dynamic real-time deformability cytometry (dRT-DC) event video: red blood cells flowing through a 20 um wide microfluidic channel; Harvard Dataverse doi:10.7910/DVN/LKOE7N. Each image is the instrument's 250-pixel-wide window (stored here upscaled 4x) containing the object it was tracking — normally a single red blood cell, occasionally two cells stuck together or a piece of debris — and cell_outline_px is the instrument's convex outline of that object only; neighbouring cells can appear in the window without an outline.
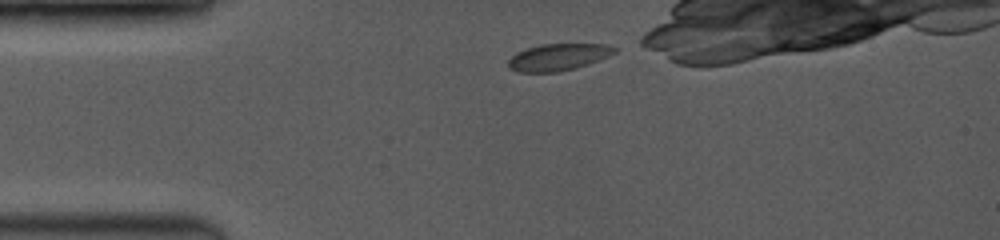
{"species": "common noctule bat (a hibernating species)", "species_latin": "Nyctalus noctula", "temperature_condition": "room temperature", "stored_images_in_passage": 50, "camera_frame_rate_fps": 3500, "um_per_image_px": 0.085, "animal": {"sex": "female", "body_mass_g": 19.0, "forearm_length_mm": 53.3}, "frame": {"image": 1, "passage_image": 1, "time_ms": 0.0, "image_size_px": [1000, 240], "cell_outline_px": [[616, 52], [608, 56], [588, 64], [576, 68], [556, 72], [516, 72], [508, 68], [508, 60], [512, 56], [528, 48], [540, 44], [604, 44], [616, 48]], "centroid_in_image_um": [47.43, 4.86], "position_along_channel_um": 37.6, "area_um2": 16.47}}
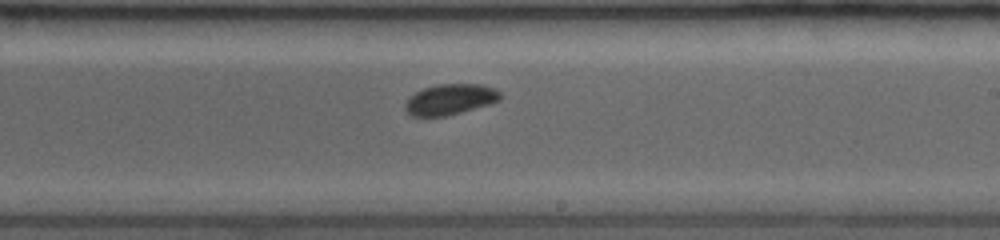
{"frame": {"image": 2, "passage_image": 31, "time_ms": 6.0, "image_size_px": [1000, 240], "cell_outline_px": [[504, 96], [500, 100], [488, 104], [448, 116], [412, 116], [404, 108], [404, 104], [416, 92], [424, 88], [436, 84], [480, 84], [496, 88]], "centroid_in_image_um": [38.3, 8.44], "position_along_channel_um": 250.7, "area_um2": 16.99}}
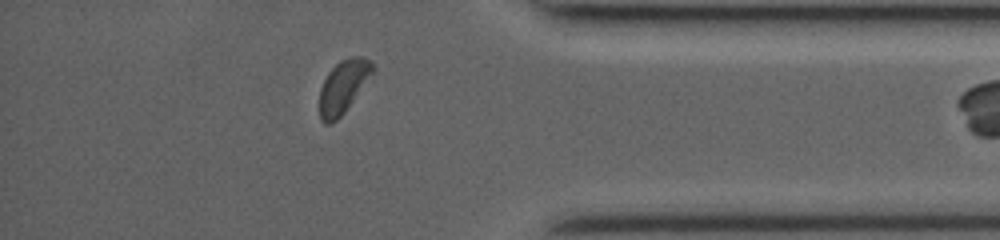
{"frame": {"image": 3, "passage_image": 48, "time_ms": 10.0, "image_size_px": [1000, 240], "cell_outline_px": [[376, 72], [344, 112], [336, 120], [328, 124], [324, 124], [320, 120], [320, 88], [328, 72], [340, 60], [352, 56], [360, 56], [372, 60], [376, 68]], "centroid_in_image_um": [29.23, 7.32], "position_along_channel_um": 406.0, "area_um2": 16.65}}